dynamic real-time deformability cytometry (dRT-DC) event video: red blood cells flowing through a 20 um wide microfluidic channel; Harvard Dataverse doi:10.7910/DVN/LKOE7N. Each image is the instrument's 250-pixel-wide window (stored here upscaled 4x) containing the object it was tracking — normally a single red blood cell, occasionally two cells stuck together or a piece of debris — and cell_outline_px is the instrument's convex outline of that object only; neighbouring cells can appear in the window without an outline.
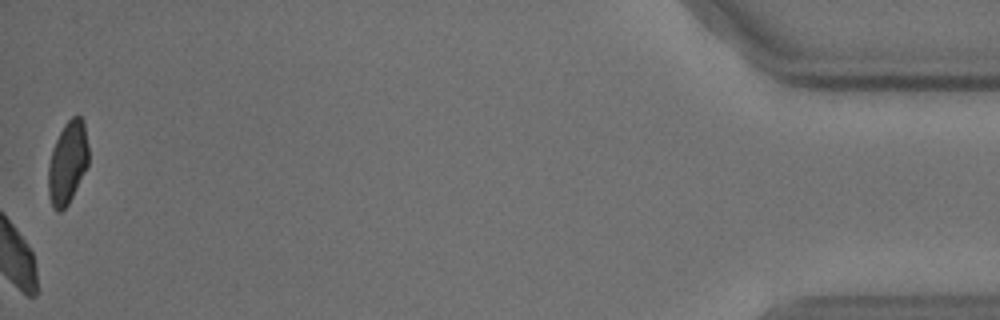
{"species": "common noctule bat (a hibernating species)", "species_latin": "Nyctalus noctula", "temperature_condition": "cold", "stored_images_in_passage": 41, "camera_frame_rate_fps": 3000, "um_per_image_px": 0.085, "animal": {"sex": "male", "body_mass_g": 18.8}, "frame": {"image": 1, "passage_image": 41, "time_ms": 13.333, "image_size_px": [1000, 320], "cell_outline_px": [[88, 164], [68, 204], [60, 212], [56, 212], [52, 208], [48, 196], [48, 164], [52, 148], [64, 124], [72, 116], [80, 116], [84, 120], [88, 148]], "centroid_in_image_um": [5.72, 13.83], "position_along_channel_um": 429.5, "area_um2": 19.42}, "authors_computed_cell_mechanics": {"area_um2": 22.7732, "velocity_mm_per_s": 3.6358, "shape_relaxation_time_tau1_ms": 3.0565, "shape_relaxation_time_tau2_ms": null, "deformation_change_tau1": 0.0946, "deformation_change_tau2": null}}